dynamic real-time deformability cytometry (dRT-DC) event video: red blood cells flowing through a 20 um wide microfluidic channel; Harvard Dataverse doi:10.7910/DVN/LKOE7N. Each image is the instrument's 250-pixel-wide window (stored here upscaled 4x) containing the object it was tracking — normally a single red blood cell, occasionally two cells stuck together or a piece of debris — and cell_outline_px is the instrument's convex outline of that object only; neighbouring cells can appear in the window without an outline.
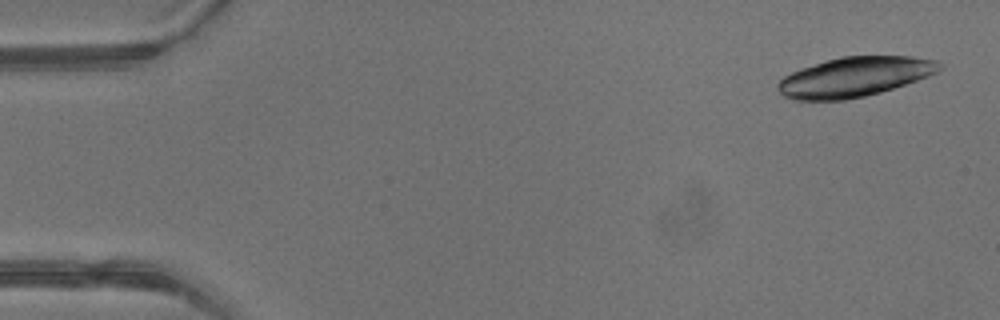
{"species": "common noctule bat (a hibernating species)", "species_latin": "Nyctalus noctula", "temperature_condition": "warm", "stored_images_in_passage": 4, "camera_frame_rate_fps": 3000, "um_per_image_px": 0.085, "animal": {"sex": "male", "body_mass_g": 13.3}, "frame": {"image": 1, "passage_image": 1, "time_ms": 0.0, "image_size_px": [1000, 320], "cell_outline_px": [[944, 64], [936, 72], [928, 76], [880, 92], [864, 96], [844, 100], [796, 100], [784, 96], [776, 88], [776, 84], [784, 76], [792, 72], [840, 56], [912, 56], [936, 60]], "centroid_in_image_um": [72.64, 6.53], "position_along_channel_um": 12.4, "area_um2": 36.99}}